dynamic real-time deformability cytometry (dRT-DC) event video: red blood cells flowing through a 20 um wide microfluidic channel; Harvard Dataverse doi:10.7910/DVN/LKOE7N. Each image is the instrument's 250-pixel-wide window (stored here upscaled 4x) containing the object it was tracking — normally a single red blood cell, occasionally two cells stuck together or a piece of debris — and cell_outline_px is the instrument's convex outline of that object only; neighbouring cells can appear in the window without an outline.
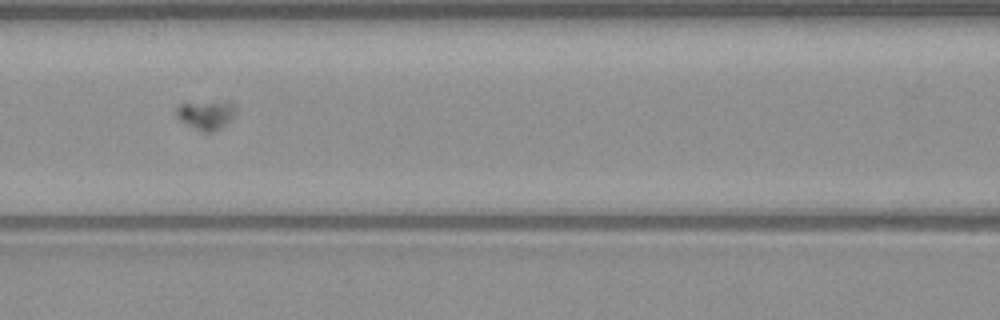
{"species": "common noctule bat (a hibernating species)", "species_latin": "Nyctalus noctula", "temperature_condition": "warm", "stored_images_in_passage": 55, "camera_frame_rate_fps": 3000, "um_per_image_px": 0.085, "animal": {"sex": "male", "body_mass_g": 23.1, "forearm_length_mm": 52.7}, "frame": {"image": 1, "passage_image": 25, "time_ms": 8.0, "image_size_px": [1000, 320], "cell_outline_px": [[236, 108], [232, 116], [220, 128], [212, 132], [200, 132], [180, 120], [176, 116], [176, 108], [180, 104], [228, 100], [236, 104]], "centroid_in_image_um": [17.52, 9.74], "position_along_channel_um": 149.1, "area_um2": 10.06}}
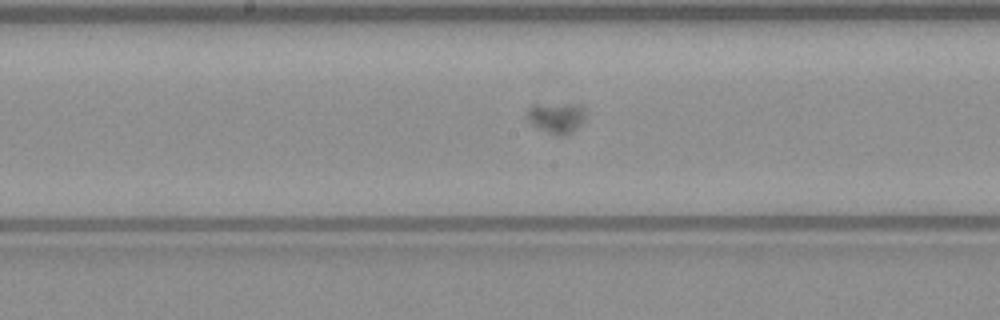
{"frame": {"image": 2, "passage_image": 29, "time_ms": 9.333, "image_size_px": [1000, 320], "cell_outline_px": [[584, 120], [568, 136], [556, 136], [532, 124], [528, 120], [528, 108], [532, 104], [580, 104], [584, 108]], "centroid_in_image_um": [47.31, 10.0], "position_along_channel_um": 200.9, "area_um2": 10.46}}
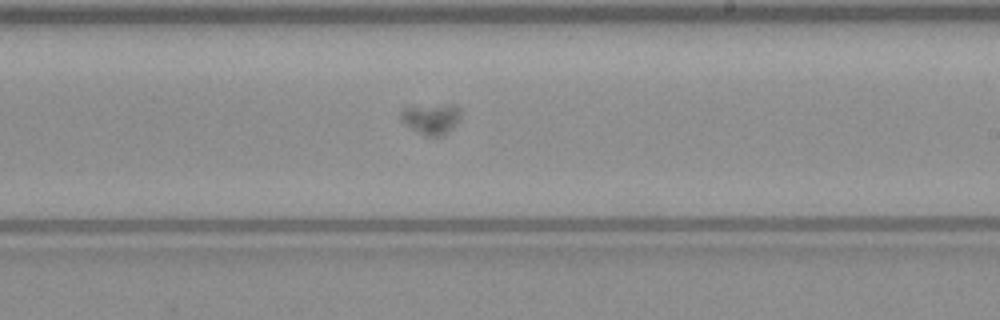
{"frame": {"image": 3, "passage_image": 33, "time_ms": 10.667, "image_size_px": [1000, 320], "cell_outline_px": [[460, 116], [444, 136], [424, 136], [400, 120], [400, 112], [404, 108], [448, 104], [452, 104], [460, 108]], "centroid_in_image_um": [36.64, 10.1], "position_along_channel_um": 252.4, "area_um2": 10.4}}